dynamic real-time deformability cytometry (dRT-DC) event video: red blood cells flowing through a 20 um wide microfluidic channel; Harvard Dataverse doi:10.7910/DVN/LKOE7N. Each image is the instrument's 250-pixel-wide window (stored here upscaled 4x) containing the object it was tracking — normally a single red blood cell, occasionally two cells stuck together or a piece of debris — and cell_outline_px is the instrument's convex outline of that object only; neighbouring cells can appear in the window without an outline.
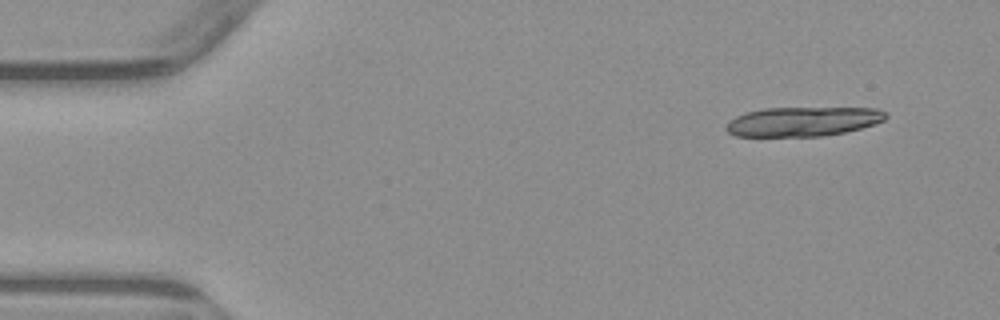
{"species": "common noctule bat (a hibernating species)", "species_latin": "Nyctalus noctula", "temperature_condition": "warm", "stored_images_in_passage": 4, "camera_frame_rate_fps": 3000, "um_per_image_px": 0.085, "animal": {"sex": "male", "body_mass_g": 23.1, "forearm_length_mm": 52.7}, "frame": {"image": 1, "passage_image": 1, "time_ms": 0.0, "image_size_px": [1000, 320], "cell_outline_px": [[888, 116], [884, 120], [860, 128], [844, 132], [820, 136], [736, 136], [728, 132], [724, 128], [736, 116], [748, 112], [764, 108], [876, 108], [884, 112]], "centroid_in_image_um": [68.24, 10.33], "position_along_channel_um": 16.8, "area_um2": 26.99}}